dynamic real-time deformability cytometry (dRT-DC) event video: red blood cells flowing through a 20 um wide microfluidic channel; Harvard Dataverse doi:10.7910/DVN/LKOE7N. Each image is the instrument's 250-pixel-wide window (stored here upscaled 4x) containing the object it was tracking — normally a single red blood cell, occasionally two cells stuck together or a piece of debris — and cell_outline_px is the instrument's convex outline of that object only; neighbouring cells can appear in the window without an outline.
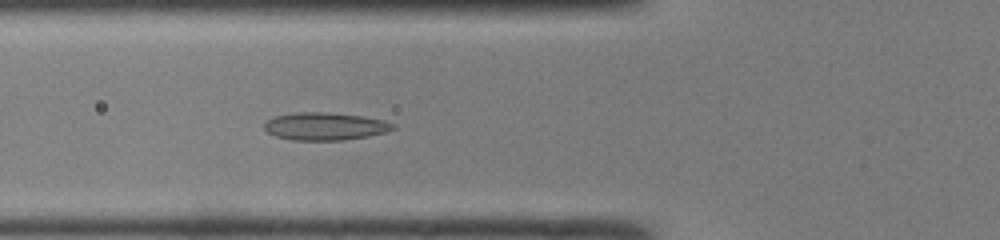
{"species": "common noctule bat (a hibernating species)", "species_latin": "Nyctalus noctula", "temperature_condition": "room temperature", "stored_images_in_passage": 36, "camera_frame_rate_fps": 3000, "um_per_image_px": 0.085, "animal": {"sex": "male", "body_mass_g": 19.0, "forearm_length_mm": 50.8}, "frame": {"image": 1, "passage_image": 6, "time_ms": 1.667, "image_size_px": [1000, 240], "cell_outline_px": [[396, 128], [384, 132], [368, 136], [344, 140], [292, 140], [276, 136], [268, 132], [264, 128], [264, 124], [268, 120], [276, 116], [296, 112], [328, 112], [364, 116], [384, 120], [396, 124]], "centroid_in_image_um": [27.66, 10.73], "position_along_channel_um": 98.1, "area_um2": 20.75}}
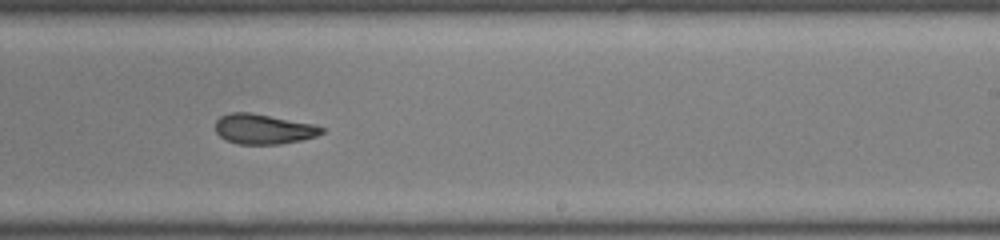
{"frame": {"image": 2, "passage_image": 18, "time_ms": 5.667, "image_size_px": [1000, 240], "cell_outline_px": [[324, 132], [316, 136], [300, 140], [280, 144], [236, 144], [224, 140], [216, 132], [216, 120], [220, 116], [232, 112], [248, 112], [316, 124], [324, 128]], "centroid_in_image_um": [22.38, 10.97], "position_along_channel_um": 266.6, "area_um2": 18.67}}
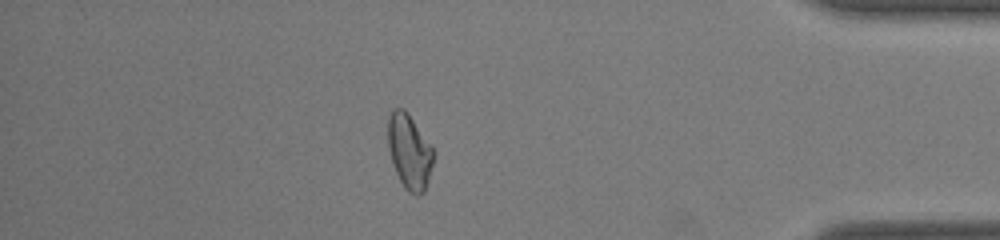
{"frame": {"image": 3, "passage_image": 30, "time_ms": 9.667, "image_size_px": [1000, 240], "cell_outline_px": [[432, 164], [428, 180], [424, 192], [420, 196], [416, 196], [408, 192], [404, 188], [392, 164], [388, 148], [388, 116], [392, 108], [404, 108], [408, 112], [432, 144]], "centroid_in_image_um": [34.78, 12.86], "position_along_channel_um": 400.4, "area_um2": 20.11}, "authors_computed_cell_mechanics": {"area_um2": 19.941, "velocity_mm_per_s": 4.2156, "shape_relaxation_time_tau1_ms": null, "shape_relaxation_time_tau2_ms": 2.2075, "deformation_change_tau1": null, "deformation_change_tau2": 0.071}}